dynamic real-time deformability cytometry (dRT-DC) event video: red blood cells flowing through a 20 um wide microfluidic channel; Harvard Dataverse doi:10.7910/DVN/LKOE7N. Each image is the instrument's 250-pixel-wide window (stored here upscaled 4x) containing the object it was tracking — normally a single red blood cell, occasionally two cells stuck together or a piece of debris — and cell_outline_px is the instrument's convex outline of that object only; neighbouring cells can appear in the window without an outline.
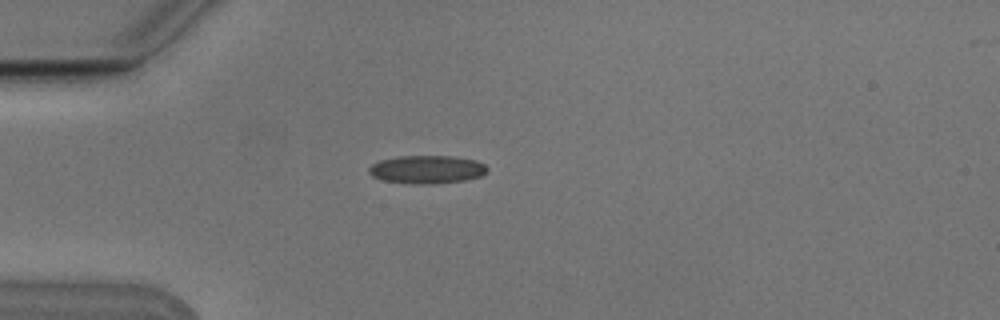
{"species": "Egyptian fruit bat (a non-hibernating species)", "species_latin": "Rousettus aegyptiacus", "temperature_condition": "cold", "stored_images_in_passage": 5, "camera_frame_rate_fps": 3000, "um_per_image_px": 0.085, "animal": {"sex": "male"}, "frame": {"image": 1, "passage_image": 5, "time_ms": 1.333, "image_size_px": [1000, 320], "cell_outline_px": [[488, 172], [480, 176], [464, 180], [432, 184], [420, 184], [384, 180], [372, 176], [368, 172], [368, 168], [372, 164], [380, 160], [400, 156], [452, 156], [476, 160], [484, 164], [488, 168]], "centroid_in_image_um": [36.3, 14.39], "position_along_channel_um": 48.7, "area_um2": 19.31}}